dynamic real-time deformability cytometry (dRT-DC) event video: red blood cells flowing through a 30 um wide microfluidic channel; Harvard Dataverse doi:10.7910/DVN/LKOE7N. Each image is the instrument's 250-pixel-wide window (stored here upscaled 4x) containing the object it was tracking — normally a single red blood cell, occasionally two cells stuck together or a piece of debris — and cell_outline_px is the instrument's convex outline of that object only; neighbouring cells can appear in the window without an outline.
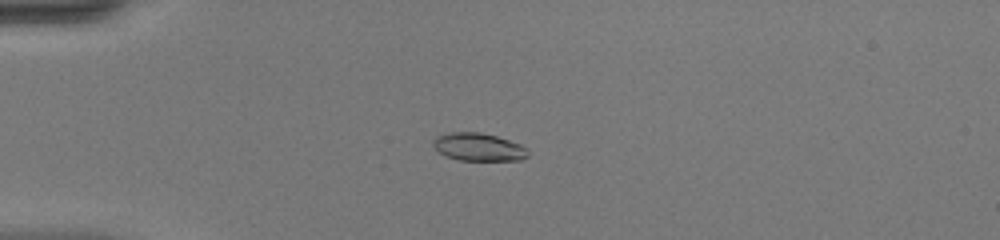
{"species": "common noctule bat (a hibernating species)", "species_latin": "Nyctalus noctula", "temperature_condition": "warm", "stored_images_in_passage": 43, "camera_frame_rate_fps": 3000, "um_per_image_px": 0.085, "animal": {"sex": "female", "body_mass_g": 20.0, "forearm_length_mm": 54.0}, "frame": {"image": 1, "passage_image": 7, "time_ms": 2.0, "image_size_px": [1000, 240], "cell_outline_px": [[528, 156], [520, 160], [460, 160], [444, 156], [432, 144], [432, 140], [436, 136], [448, 132], [480, 132], [496, 136], [520, 144], [528, 152]], "centroid_in_image_um": [40.63, 12.49], "position_along_channel_um": 44.4, "area_um2": 15.32}}
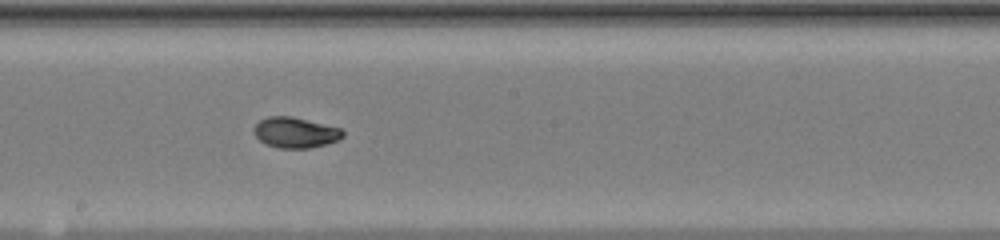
{"frame": {"image": 2, "passage_image": 22, "time_ms": 7.0, "image_size_px": [1000, 240], "cell_outline_px": [[344, 136], [336, 140], [324, 144], [308, 148], [276, 148], [264, 144], [252, 132], [252, 128], [260, 120], [268, 116], [292, 116], [340, 128], [344, 132]], "centroid_in_image_um": [25.04, 11.26], "position_along_channel_um": 223.2, "area_um2": 15.84}}
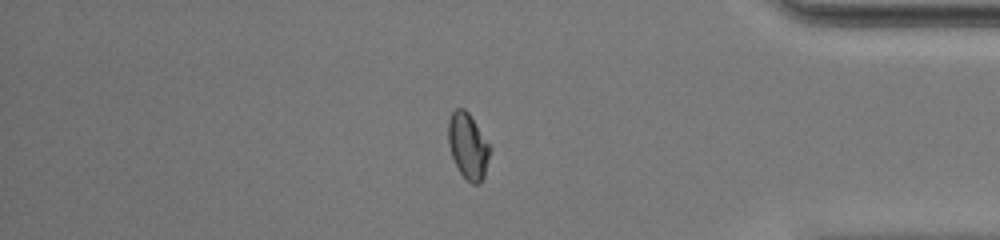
{"frame": {"image": 3, "passage_image": 36, "time_ms": 11.667, "image_size_px": [1000, 240], "cell_outline_px": [[492, 148], [484, 176], [476, 184], [472, 184], [460, 172], [452, 156], [448, 144], [448, 120], [452, 112], [456, 108], [464, 108], [468, 112]], "centroid_in_image_um": [39.78, 12.38], "position_along_channel_um": 395.4, "area_um2": 15.84}, "authors_computed_cell_mechanics": {"area_um2": 15.8372, "velocity_mm_per_s": 4.1953, "shape_relaxation_time_tau1_ms": 3.8989, "shape_relaxation_time_tau2_ms": 1.1394, "deformation_change_tau1": 0.1792, "deformation_change_tau2": 0.0355}}